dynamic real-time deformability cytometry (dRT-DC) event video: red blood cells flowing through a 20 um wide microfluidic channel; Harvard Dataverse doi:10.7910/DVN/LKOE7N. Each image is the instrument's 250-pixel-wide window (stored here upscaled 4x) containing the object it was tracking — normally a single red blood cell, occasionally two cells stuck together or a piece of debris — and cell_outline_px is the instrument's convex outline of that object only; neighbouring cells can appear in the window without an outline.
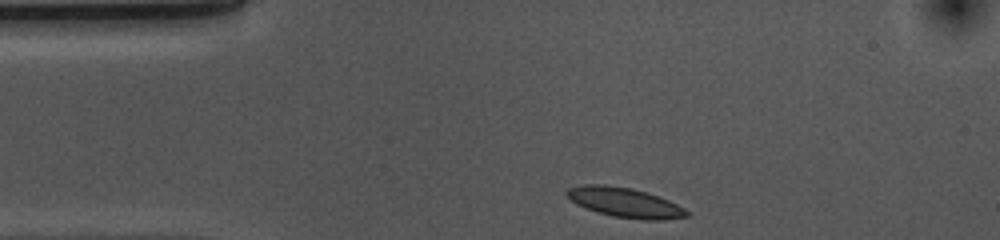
{"species": "common noctule bat (a hibernating species)", "species_latin": "Nyctalus noctula", "temperature_condition": "cold", "stored_images_in_passage": 33, "camera_frame_rate_fps": 3000, "um_per_image_px": 0.085, "animal": {"sex": "female", "body_mass_g": 10.0, "forearm_length_mm": 53.1}, "frame": {"image": 1, "passage_image": 1, "time_ms": 0.0, "image_size_px": [1000, 240], "cell_outline_px": [[692, 216], [660, 220], [640, 220], [612, 216], [596, 212], [576, 204], [564, 192], [568, 188], [584, 184], [604, 184], [632, 188], [648, 192], [668, 200], [692, 212]], "centroid_in_image_um": [53.15, 17.22], "position_along_channel_um": 31.9, "area_um2": 21.04}}
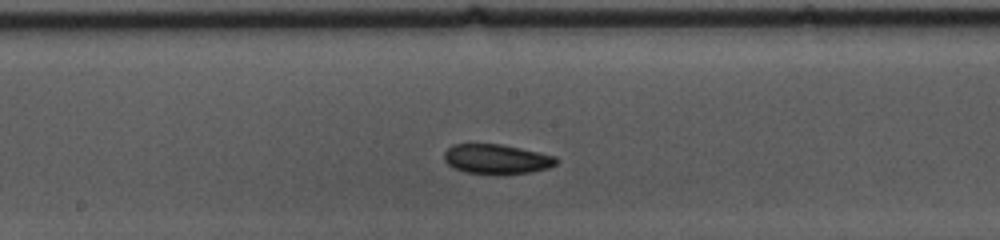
{"frame": {"image": 2, "passage_image": 18, "time_ms": 5.667, "image_size_px": [1000, 240], "cell_outline_px": [[560, 160], [556, 164], [548, 168], [528, 172], [464, 172], [448, 164], [444, 160], [444, 152], [452, 144], [500, 144], [556, 156]], "centroid_in_image_um": [42.21, 13.48], "position_along_channel_um": 206.0, "area_um2": 18.73}}
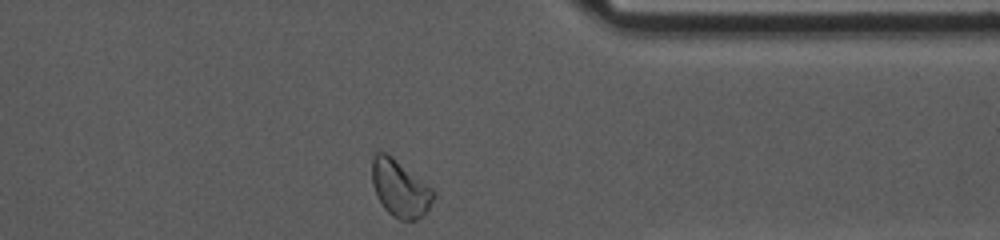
{"frame": {"image": 3, "passage_image": 33, "time_ms": 10.667, "image_size_px": [1000, 240], "cell_outline_px": [[436, 196], [428, 208], [416, 220], [400, 220], [392, 216], [384, 208], [376, 196], [372, 184], [372, 156], [376, 152], [384, 152], [392, 156], [432, 188], [436, 192]], "centroid_in_image_um": [33.98, 16.01], "position_along_channel_um": 377.4, "area_um2": 20.35}, "authors_computed_cell_mechanics": {"area_um2": 19.4786, "velocity_mm_per_s": 3.6546, "shape_relaxation_time_tau1_ms": 11.3944, "shape_relaxation_time_tau2_ms": 11.1544, "deformation_change_tau1": 0.1535, "deformation_change_tau2": 0.1369}}